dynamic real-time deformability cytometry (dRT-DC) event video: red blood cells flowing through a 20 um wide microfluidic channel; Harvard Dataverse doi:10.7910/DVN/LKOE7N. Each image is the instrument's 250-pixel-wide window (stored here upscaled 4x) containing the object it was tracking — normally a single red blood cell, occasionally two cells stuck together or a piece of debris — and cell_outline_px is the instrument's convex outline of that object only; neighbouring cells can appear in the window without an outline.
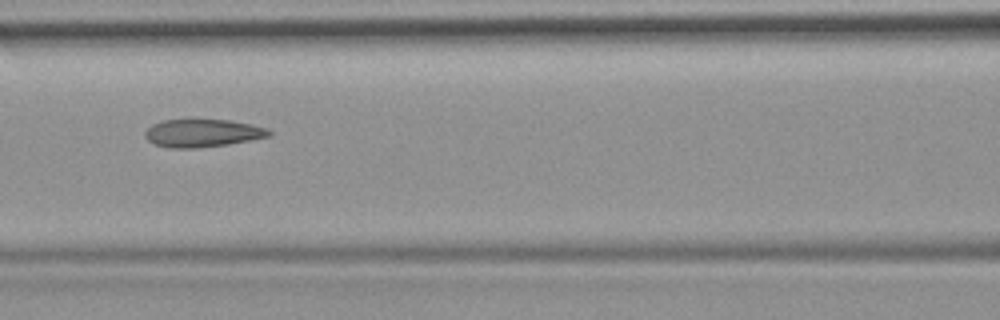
{"species": "common noctule bat (a hibernating species)", "species_latin": "Nyctalus noctula", "temperature_condition": "room temperature", "stored_images_in_passage": 52, "camera_frame_rate_fps": 3000, "um_per_image_px": 0.085, "animal": {"sex": "female", "body_mass_g": 19.9}, "frame": {"image": 1, "passage_image": 23, "time_ms": 7.333, "image_size_px": [1000, 320], "cell_outline_px": [[272, 132], [268, 136], [252, 140], [228, 144], [196, 148], [172, 148], [156, 144], [148, 140], [144, 136], [144, 132], [152, 124], [164, 120], [228, 120], [252, 124], [268, 128]], "centroid_in_image_um": [17.23, 11.31], "position_along_channel_um": 149.4, "area_um2": 20.0}, "authors_computed_cell_mechanics": {"area_um2": 21.2993, "velocity_mm_per_s": 3.8372, "shape_relaxation_time_tau1_ms": null, "shape_relaxation_time_tau2_ms": 2.143, "deformation_change_tau1": null, "deformation_change_tau2": 0.0873}}